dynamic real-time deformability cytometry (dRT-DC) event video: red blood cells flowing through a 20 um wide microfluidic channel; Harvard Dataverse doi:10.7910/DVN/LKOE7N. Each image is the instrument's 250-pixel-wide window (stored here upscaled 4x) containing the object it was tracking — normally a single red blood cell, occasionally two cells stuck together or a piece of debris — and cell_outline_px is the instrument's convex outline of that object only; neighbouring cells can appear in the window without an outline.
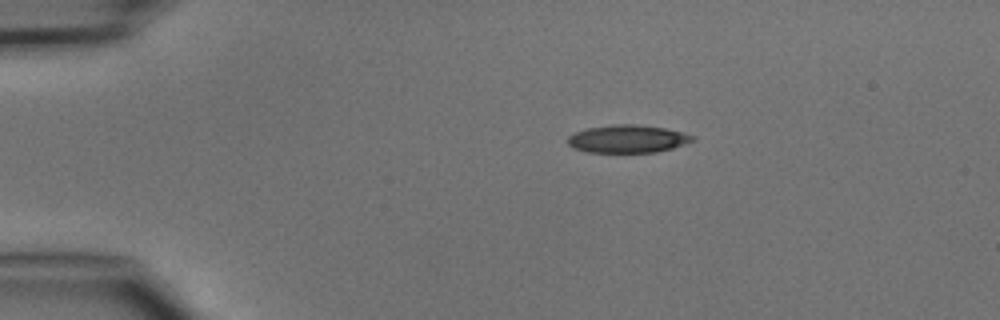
{"species": "common noctule bat (a hibernating species)", "species_latin": "Nyctalus noctula", "temperature_condition": "cold", "stored_images_in_passage": 4, "camera_frame_rate_fps": 3000, "um_per_image_px": 0.085, "animal": {"sex": "male", "body_mass_g": 15.6}, "frame": {"image": 1, "passage_image": 1, "time_ms": 0.0, "image_size_px": [1000, 320], "cell_outline_px": [[696, 140], [672, 148], [656, 152], [588, 152], [572, 148], [568, 144], [568, 136], [576, 132], [588, 128], [612, 124], [636, 124], [664, 128], [684, 132], [696, 136]], "centroid_in_image_um": [53.37, 11.8], "position_along_channel_um": 31.6, "area_um2": 20.29}}
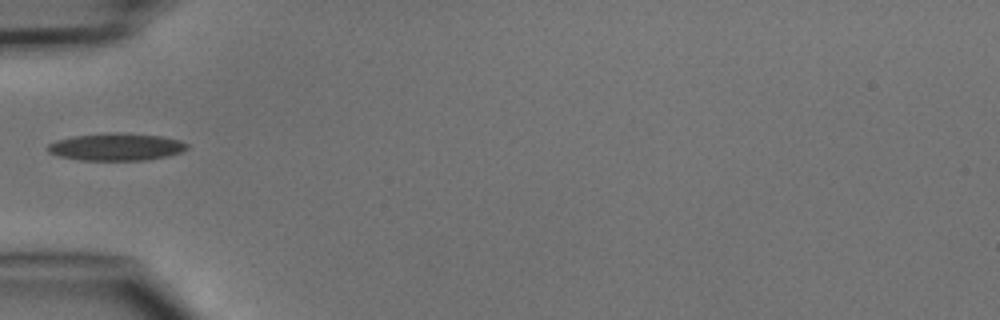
{"frame": {"image": 2, "passage_image": 3, "time_ms": 2.333, "image_size_px": [1000, 320], "cell_outline_px": [[188, 148], [180, 152], [164, 156], [144, 160], [80, 160], [60, 156], [48, 152], [48, 144], [56, 140], [72, 136], [104, 132], [124, 132], [164, 136], [180, 140], [188, 144]], "centroid_in_image_um": [9.87, 12.46], "position_along_channel_um": 75.1, "area_um2": 22.37}}